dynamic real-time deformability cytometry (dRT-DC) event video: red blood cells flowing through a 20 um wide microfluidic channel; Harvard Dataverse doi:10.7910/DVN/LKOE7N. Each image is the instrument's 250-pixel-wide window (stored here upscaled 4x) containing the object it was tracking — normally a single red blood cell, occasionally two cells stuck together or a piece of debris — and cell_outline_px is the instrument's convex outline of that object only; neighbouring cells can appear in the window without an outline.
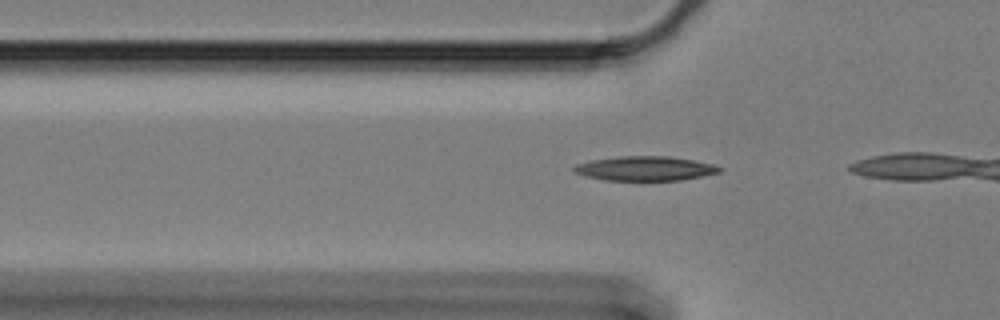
{"species": "Egyptian fruit bat (a non-hibernating species)", "species_latin": "Rousettus aegyptiacus", "temperature_condition": "cold", "stored_images_in_passage": 6, "camera_frame_rate_fps": 3000, "um_per_image_px": 0.085, "animal": {"sex": "female"}, "frame": {"image": 1, "passage_image": 3, "time_ms": 0.667, "image_size_px": [1000, 320], "cell_outline_px": [[724, 168], [720, 172], [704, 176], [680, 180], [604, 180], [584, 176], [572, 172], [572, 168], [576, 164], [592, 160], [616, 156], [668, 156], [692, 160], [712, 164]], "centroid_in_image_um": [54.8, 14.32], "position_along_channel_um": 71.0, "area_um2": 20.81}}